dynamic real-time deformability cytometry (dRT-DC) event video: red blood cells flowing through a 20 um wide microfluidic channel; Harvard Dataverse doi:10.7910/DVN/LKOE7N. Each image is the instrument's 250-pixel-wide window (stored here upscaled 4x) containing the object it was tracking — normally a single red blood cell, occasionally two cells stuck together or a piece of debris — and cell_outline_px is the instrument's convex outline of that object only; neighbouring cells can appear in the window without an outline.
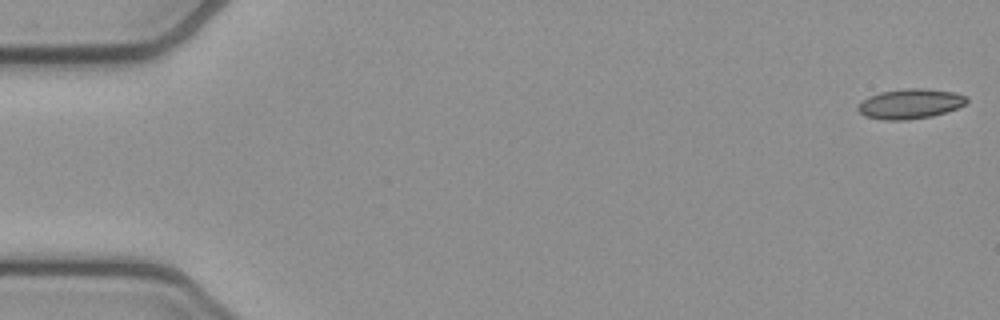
{"species": "common noctule bat (a hibernating species)", "species_latin": "Nyctalus noctula", "temperature_condition": "cold", "stored_images_in_passage": 50, "camera_frame_rate_fps": 3000, "um_per_image_px": 0.085, "animal": {"sex": "female", "body_mass_g": 21.9}, "frame": {"image": 1, "passage_image": 1, "time_ms": 0.0, "image_size_px": [1000, 320], "cell_outline_px": [[968, 100], [964, 104], [956, 108], [932, 116], [908, 120], [884, 120], [864, 116], [856, 108], [860, 100], [868, 96], [880, 92], [904, 88], [924, 88], [956, 92], [968, 96]], "centroid_in_image_um": [77.33, 8.81], "position_along_channel_um": 7.7, "area_um2": 19.19}}
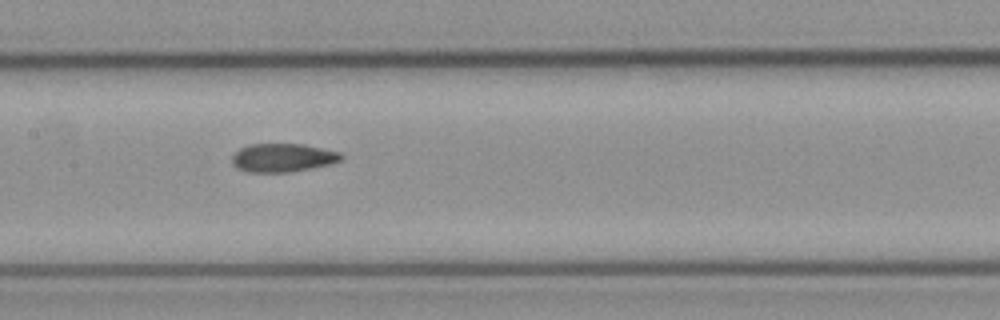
{"frame": {"image": 2, "passage_image": 26, "time_ms": 8.333, "image_size_px": [1000, 320], "cell_outline_px": [[344, 160], [332, 164], [312, 168], [288, 172], [248, 172], [236, 168], [232, 164], [232, 156], [240, 148], [248, 144], [304, 144], [340, 152], [344, 156]], "centroid_in_image_um": [24.06, 13.41], "position_along_channel_um": 183.3, "area_um2": 18.32}}
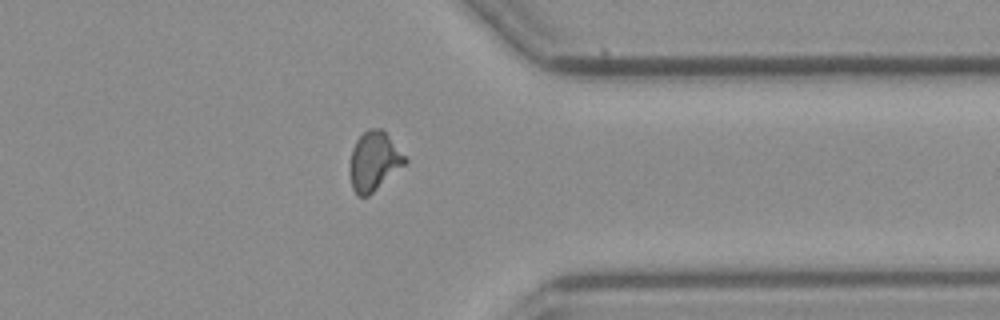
{"frame": {"image": 3, "passage_image": 42, "time_ms": 13.667, "image_size_px": [1000, 320], "cell_outline_px": [[408, 160], [404, 164], [368, 196], [356, 196], [352, 188], [348, 168], [352, 148], [356, 140], [368, 128], [384, 128]], "centroid_in_image_um": [31.75, 13.67], "position_along_channel_um": 379.6, "area_um2": 19.07}, "authors_computed_cell_mechanics": {"area_um2": 18.6116, "velocity_mm_per_s": 3.8281, "shape_relaxation_time_tau1_ms": null, "shape_relaxation_time_tau2_ms": 2.7645, "deformation_change_tau1": null, "deformation_change_tau2": 0.07}}